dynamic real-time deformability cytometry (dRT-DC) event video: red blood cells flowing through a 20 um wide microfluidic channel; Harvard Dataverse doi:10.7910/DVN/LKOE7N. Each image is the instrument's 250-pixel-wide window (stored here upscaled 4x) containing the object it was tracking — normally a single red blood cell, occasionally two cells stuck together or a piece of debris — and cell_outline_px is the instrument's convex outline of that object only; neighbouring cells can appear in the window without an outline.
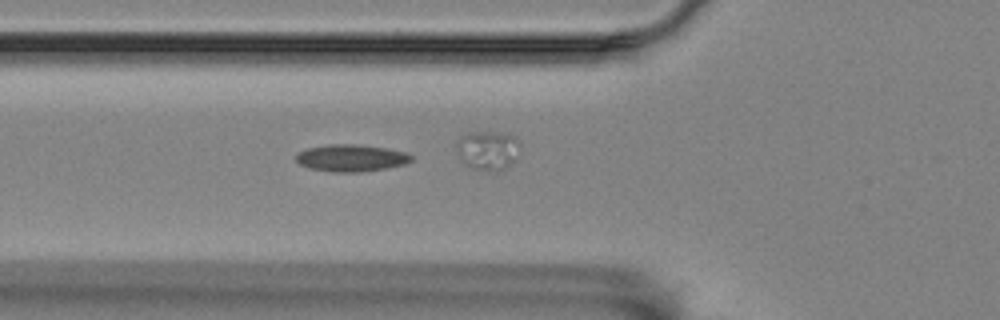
{"species": "Egyptian fruit bat (a non-hibernating species)", "species_latin": "Rousettus aegyptiacus", "temperature_condition": "room temperature", "stored_images_in_passage": 6, "segment_of_instrument_passage": [3, 3], "camera_frame_rate_fps": 3000, "um_per_image_px": 0.085, "animal": {"sex": "female"}, "frame": {"image": 1, "passage_image": 5, "time_ms": 1.333, "image_size_px": [1000, 320], "cell_outline_px": [[412, 160], [404, 164], [384, 168], [356, 172], [336, 172], [312, 168], [300, 164], [296, 160], [296, 152], [308, 148], [328, 144], [360, 144], [388, 148], [408, 152], [412, 156]], "centroid_in_image_um": [29.86, 13.4], "position_along_channel_um": 95.9, "area_um2": 18.09}}